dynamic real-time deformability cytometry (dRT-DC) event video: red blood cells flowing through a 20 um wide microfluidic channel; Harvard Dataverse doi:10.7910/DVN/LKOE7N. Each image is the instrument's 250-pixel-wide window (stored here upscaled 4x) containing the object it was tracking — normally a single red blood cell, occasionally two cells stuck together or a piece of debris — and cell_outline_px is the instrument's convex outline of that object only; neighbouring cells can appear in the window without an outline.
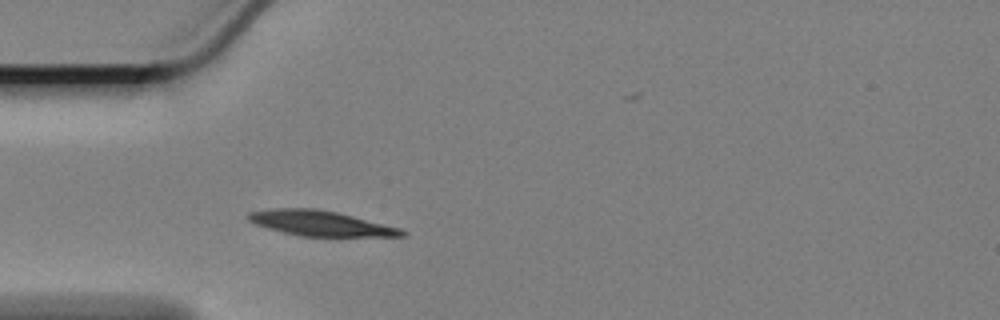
{"species": "Egyptian fruit bat (a non-hibernating species)", "species_latin": "Rousettus aegyptiacus", "temperature_condition": "cold", "stored_images_in_passage": 44, "camera_frame_rate_fps": 3000, "um_per_image_px": 0.085, "animal": {"sex": "female"}, "frame": {"image": 1, "passage_image": 1, "time_ms": 0.0, "image_size_px": [1000, 320], "cell_outline_px": [[408, 236], [300, 236], [268, 228], [256, 224], [248, 220], [244, 216], [248, 212], [272, 208], [316, 208], [336, 212], [400, 228], [408, 232]], "centroid_in_image_um": [27.2, 18.97], "position_along_channel_um": 57.8, "area_um2": 22.43}}
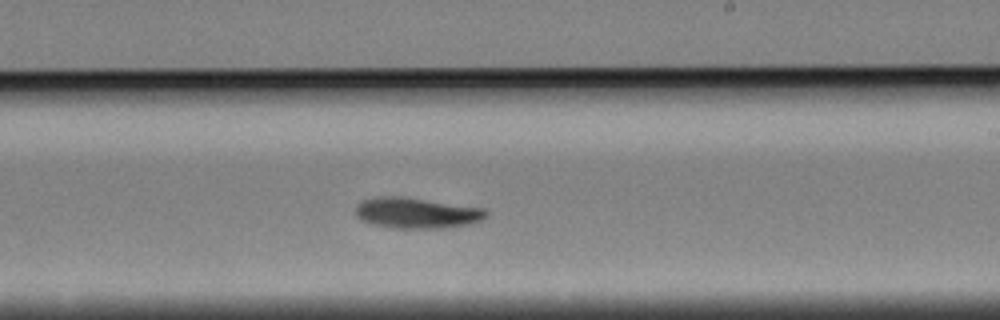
{"frame": {"image": 2, "passage_image": 19, "time_ms": 6.0, "image_size_px": [1000, 320], "cell_outline_px": [[488, 216], [480, 220], [456, 228], [392, 228], [372, 224], [360, 220], [356, 216], [356, 204], [364, 200], [384, 196], [400, 196], [484, 208], [488, 212]], "centroid_in_image_um": [35.42, 18.12], "position_along_channel_um": 253.6, "area_um2": 23.47}}
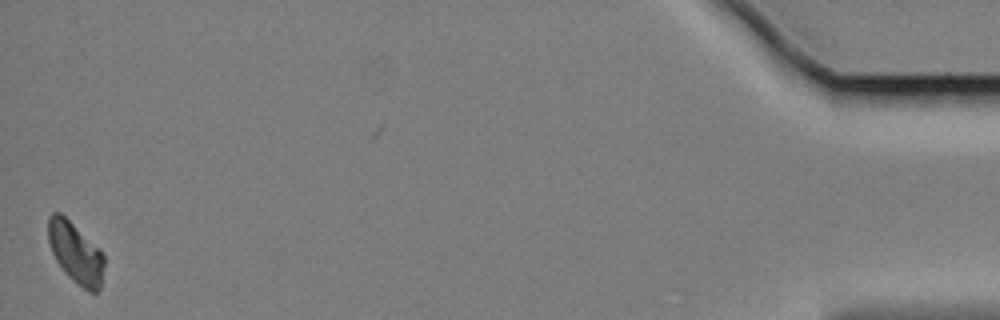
{"frame": {"image": 3, "passage_image": 43, "time_ms": 14.0, "image_size_px": [1000, 320], "cell_outline_px": [[104, 264], [100, 288], [96, 292], [88, 292], [72, 280], [64, 272], [56, 260], [52, 252], [48, 240], [48, 216], [52, 212], [60, 212], [100, 248], [104, 256]], "centroid_in_image_um": [6.42, 21.48], "position_along_channel_um": 428.8, "area_um2": 19.94}, "authors_computed_cell_mechanics": {"area_um2": 22.6576, "velocity_mm_per_s": 3.3197, "shape_relaxation_time_tau1_ms": 4.4335, "shape_relaxation_time_tau2_ms": null, "deformation_change_tau1": 0.1007, "deformation_change_tau2": null}}